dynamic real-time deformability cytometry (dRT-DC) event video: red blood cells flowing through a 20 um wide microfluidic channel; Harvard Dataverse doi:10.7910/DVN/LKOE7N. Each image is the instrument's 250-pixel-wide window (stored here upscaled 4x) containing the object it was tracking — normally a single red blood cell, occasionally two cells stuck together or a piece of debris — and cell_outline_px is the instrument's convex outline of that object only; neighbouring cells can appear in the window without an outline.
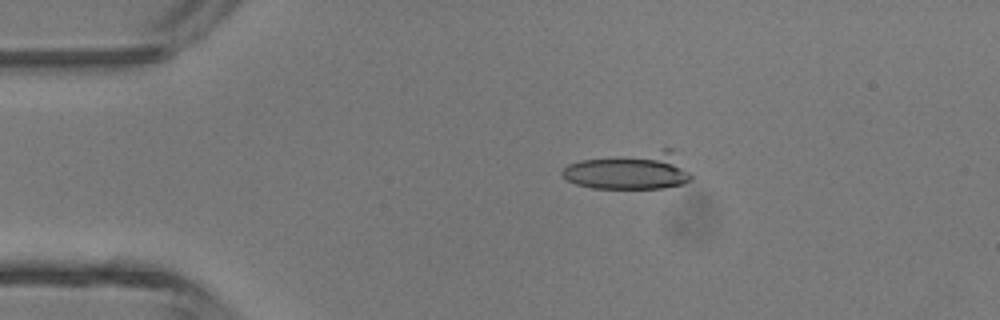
{"species": "common noctule bat (a hibernating species)", "species_latin": "Nyctalus noctula", "temperature_condition": "room temperature", "stored_images_in_passage": 4, "camera_frame_rate_fps": 3000, "um_per_image_px": 0.085, "animal": {"sex": "male", "body_mass_g": 13.3}, "frame": {"image": 1, "passage_image": 3, "time_ms": 2.333, "image_size_px": [1000, 320], "cell_outline_px": [[692, 180], [684, 184], [664, 188], [592, 188], [576, 184], [560, 176], [560, 172], [568, 164], [580, 160], [664, 148], [672, 148], [692, 176]], "centroid_in_image_um": [53.54, 14.51], "position_along_channel_um": 31.5, "area_um2": 28.32}}